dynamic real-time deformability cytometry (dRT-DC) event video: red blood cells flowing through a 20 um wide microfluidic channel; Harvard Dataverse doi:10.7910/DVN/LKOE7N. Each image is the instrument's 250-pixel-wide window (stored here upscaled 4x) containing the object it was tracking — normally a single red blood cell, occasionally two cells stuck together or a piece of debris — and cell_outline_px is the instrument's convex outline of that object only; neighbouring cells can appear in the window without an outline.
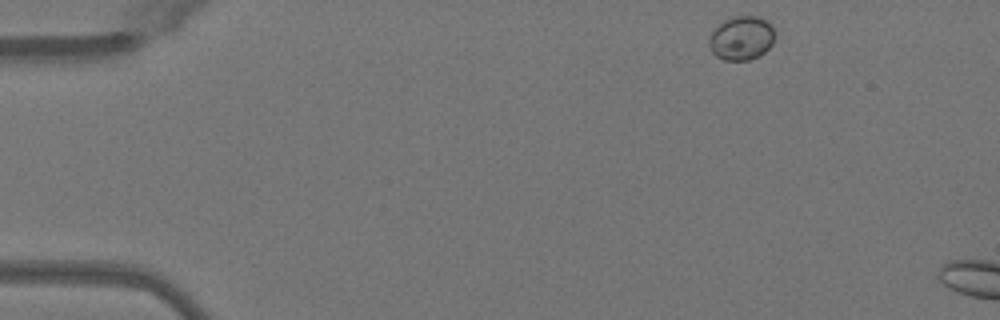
{"species": "Egyptian fruit bat (a non-hibernating species)", "species_latin": "Rousettus aegyptiacus", "temperature_condition": "warm", "stored_images_in_passage": 8, "camera_frame_rate_fps": 3000, "um_per_image_px": 0.085, "animal": {"sex": "female"}, "frame": {"image": 1, "passage_image": 1, "time_ms": 0.0, "image_size_px": [1000, 320], "cell_outline_px": [[776, 36], [772, 44], [760, 56], [748, 60], [724, 60], [716, 56], [708, 48], [708, 36], [724, 20], [732, 16], [760, 16], [768, 20], [772, 24], [776, 32]], "centroid_in_image_um": [63.05, 3.23], "position_along_channel_um": 22.0, "area_um2": 17.28}}